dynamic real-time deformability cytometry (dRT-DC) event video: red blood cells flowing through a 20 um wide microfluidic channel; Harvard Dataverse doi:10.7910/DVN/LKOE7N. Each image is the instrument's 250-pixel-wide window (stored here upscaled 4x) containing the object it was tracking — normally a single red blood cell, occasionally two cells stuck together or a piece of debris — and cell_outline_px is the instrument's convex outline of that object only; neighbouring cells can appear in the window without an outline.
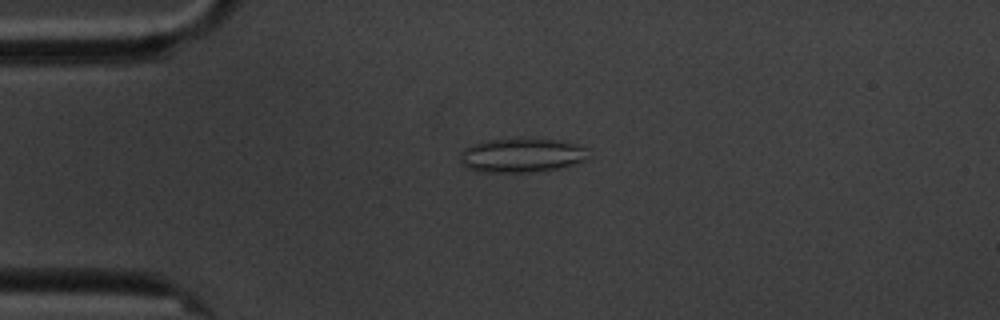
{"species": "common noctule bat (a hibernating species)", "species_latin": "Nyctalus noctula", "temperature_condition": "cold", "stored_images_in_passage": 5, "camera_frame_rate_fps": 3000, "um_per_image_px": 0.085, "animal": {"sex": "male", "body_mass_g": 20.1, "forearm_length_mm": 53.5}, "frame": {"image": 1, "passage_image": 5, "time_ms": 5.333, "image_size_px": [1000, 320], "cell_outline_px": [[588, 160], [560, 168], [532, 172], [480, 172], [468, 168], [460, 164], [460, 152], [468, 144], [488, 140], [516, 136], [564, 140], [576, 144], [584, 148]], "centroid_in_image_um": [44.29, 13.16], "position_along_channel_um": 40.7, "area_um2": 26.47}}